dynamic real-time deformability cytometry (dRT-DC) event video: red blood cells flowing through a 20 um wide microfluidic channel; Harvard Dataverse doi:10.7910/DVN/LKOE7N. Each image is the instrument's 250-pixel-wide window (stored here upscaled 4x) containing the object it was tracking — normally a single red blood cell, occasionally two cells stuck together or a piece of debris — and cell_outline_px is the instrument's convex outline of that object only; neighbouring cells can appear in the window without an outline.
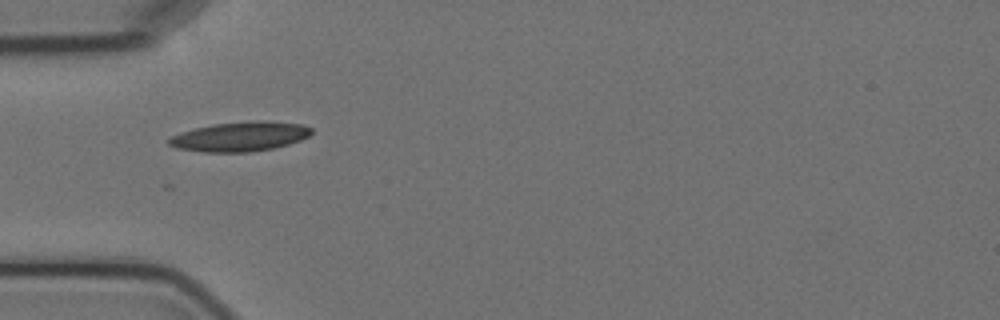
{"species": "Egyptian fruit bat (a non-hibernating species)", "species_latin": "Rousettus aegyptiacus", "temperature_condition": "cold", "stored_images_in_passage": 9, "camera_frame_rate_fps": 3000, "um_per_image_px": 0.085, "animal": {"sex": "female"}, "frame": {"image": 1, "passage_image": 1, "time_ms": 0.0, "image_size_px": [1000, 320], "cell_outline_px": [[312, 132], [308, 136], [300, 140], [288, 144], [272, 148], [252, 152], [204, 152], [176, 148], [168, 144], [168, 140], [172, 136], [180, 132], [212, 124], [256, 120], [264, 120], [304, 124], [312, 128]], "centroid_in_image_um": [20.42, 11.6], "position_along_channel_um": 64.6, "area_um2": 24.62}}
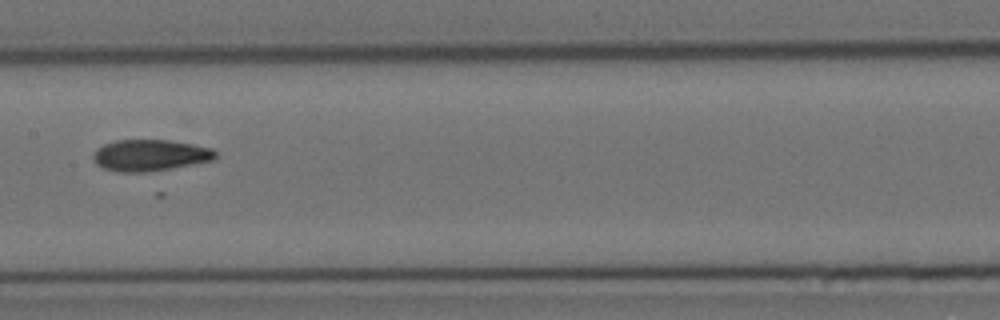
{"frame": {"image": 2, "passage_image": 4, "time_ms": 3.667, "image_size_px": [1000, 320], "cell_outline_px": [[216, 156], [212, 160], [172, 168], [144, 172], [116, 172], [104, 168], [96, 164], [92, 160], [92, 156], [96, 148], [104, 144], [116, 140], [168, 140], [192, 144], [212, 148], [216, 152]], "centroid_in_image_um": [12.7, 13.2], "position_along_channel_um": 194.7, "area_um2": 22.37}}
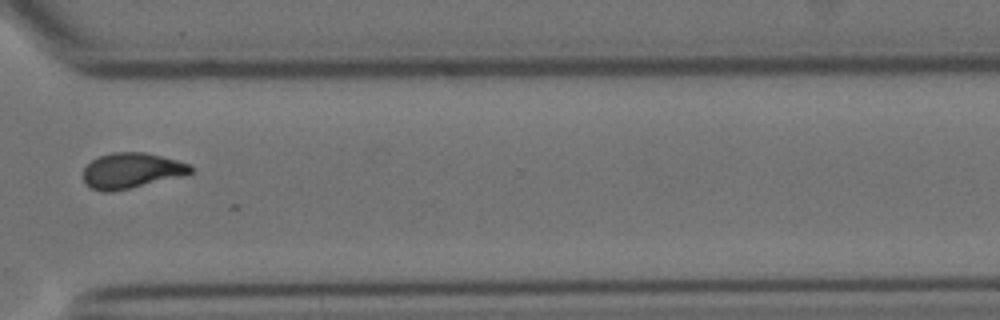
{"frame": {"image": 3, "passage_image": 8, "time_ms": 8.333, "image_size_px": [1000, 320], "cell_outline_px": [[192, 172], [184, 176], [112, 192], [100, 192], [84, 184], [84, 168], [92, 160], [100, 156], [112, 152], [144, 152], [192, 164]], "centroid_in_image_um": [11.18, 14.51], "position_along_channel_um": 359.4, "area_um2": 22.25}}